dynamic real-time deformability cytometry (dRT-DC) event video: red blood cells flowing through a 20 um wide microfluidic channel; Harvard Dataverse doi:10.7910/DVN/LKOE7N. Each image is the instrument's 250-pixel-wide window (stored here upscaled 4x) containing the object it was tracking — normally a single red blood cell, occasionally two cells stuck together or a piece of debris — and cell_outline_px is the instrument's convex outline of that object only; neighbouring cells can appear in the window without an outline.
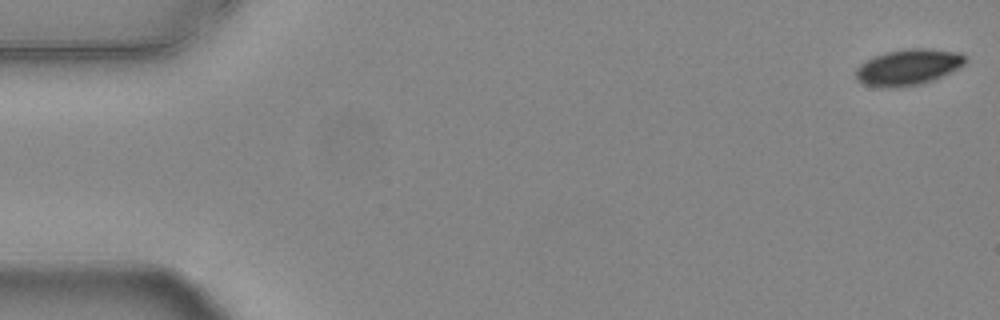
{"species": "common noctule bat (a hibernating species)", "species_latin": "Nyctalus noctula", "temperature_condition": "warm", "stored_images_in_passage": 55, "camera_frame_rate_fps": 3000, "um_per_image_px": 0.085, "animal": {"sex": "female", "body_mass_g": 24.6, "forearm_length_mm": 56.2}, "frame": {"image": 1, "passage_image": 1, "time_ms": 0.0, "image_size_px": [1000, 320], "cell_outline_px": [[968, 60], [964, 64], [932, 80], [920, 84], [896, 88], [880, 88], [864, 84], [856, 80], [856, 68], [860, 64], [872, 56], [884, 52], [908, 48], [924, 48], [960, 52], [968, 56]], "centroid_in_image_um": [77.16, 5.7], "position_along_channel_um": 7.8, "area_um2": 23.18}}
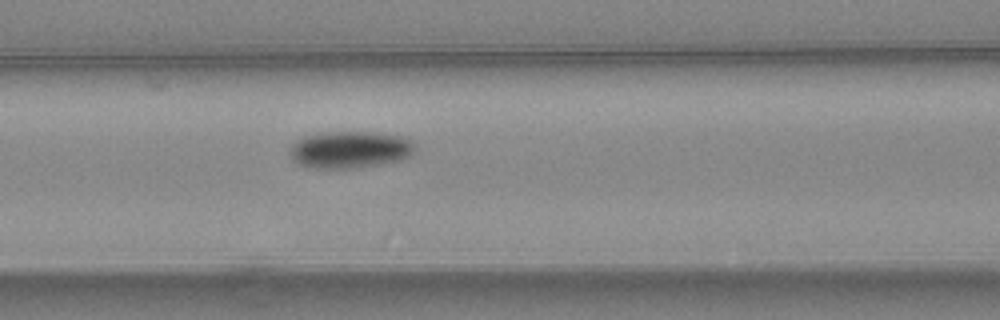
{"frame": {"image": 2, "passage_image": 23, "time_ms": 7.333, "image_size_px": [1000, 320], "cell_outline_px": [[416, 152], [412, 156], [400, 160], [380, 164], [352, 168], [316, 168], [296, 164], [292, 160], [288, 152], [292, 144], [296, 140], [304, 136], [320, 132], [380, 132], [404, 136], [412, 140], [416, 144]], "centroid_in_image_um": [29.78, 12.7], "position_along_channel_um": 136.8, "area_um2": 27.63}}
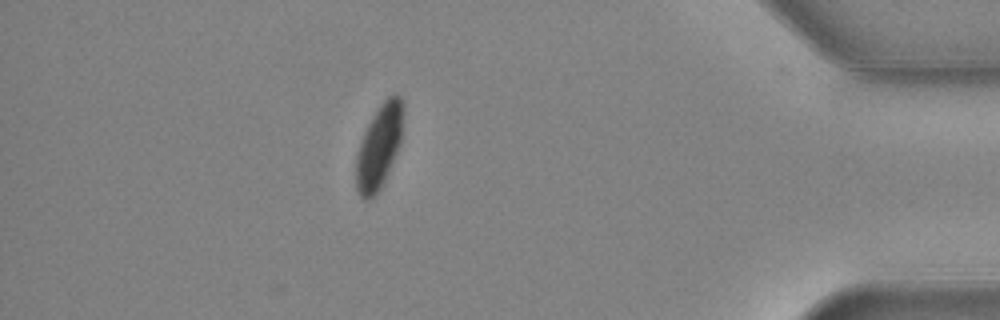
{"frame": {"image": 3, "passage_image": 48, "time_ms": 15.667, "image_size_px": [1000, 320], "cell_outline_px": [[404, 112], [400, 144], [384, 184], [372, 200], [364, 200], [360, 196], [356, 188], [356, 156], [360, 140], [372, 116], [380, 104], [388, 96], [400, 96], [404, 104]], "centroid_in_image_um": [32.22, 12.5], "position_along_channel_um": 403.0, "area_um2": 23.41}, "authors_computed_cell_mechanics": {"area_um2": 24.6806, "velocity_mm_per_s": 3.7639, "shape_relaxation_time_tau1_ms": 3.9537, "shape_relaxation_time_tau2_ms": null, "deformation_change_tau1": 0.114, "deformation_change_tau2": null}}